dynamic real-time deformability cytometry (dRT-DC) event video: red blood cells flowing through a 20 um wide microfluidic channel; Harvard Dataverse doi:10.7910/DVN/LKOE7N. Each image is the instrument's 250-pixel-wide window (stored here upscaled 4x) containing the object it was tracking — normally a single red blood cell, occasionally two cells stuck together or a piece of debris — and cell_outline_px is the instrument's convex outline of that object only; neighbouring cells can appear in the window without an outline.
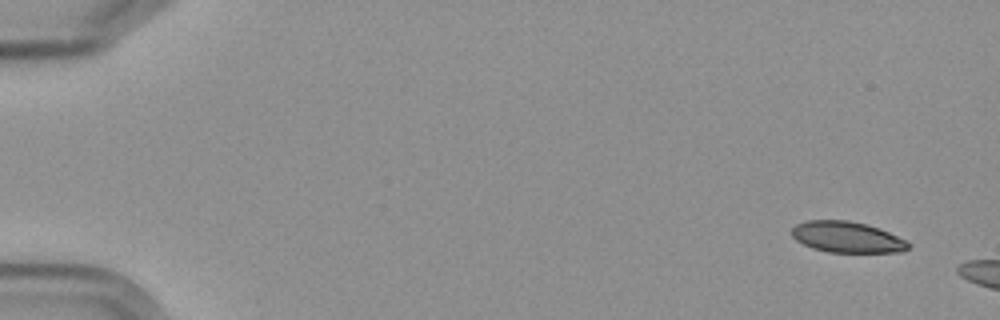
{"species": "Egyptian fruit bat (a non-hibernating species)", "species_latin": "Rousettus aegyptiacus", "temperature_condition": "cold", "stored_images_in_passage": 5, "camera_frame_rate_fps": 3000, "um_per_image_px": 0.085, "frame": {"image": 1, "passage_image": 1, "time_ms": 0.0, "image_size_px": [1000, 320], "cell_outline_px": [[912, 244], [904, 252], [828, 252], [812, 248], [796, 240], [792, 236], [792, 228], [796, 224], [808, 220], [848, 220], [868, 224], [880, 228], [908, 240]], "centroid_in_image_um": [72.05, 20.15], "position_along_channel_um": 13.0, "area_um2": 21.33}}